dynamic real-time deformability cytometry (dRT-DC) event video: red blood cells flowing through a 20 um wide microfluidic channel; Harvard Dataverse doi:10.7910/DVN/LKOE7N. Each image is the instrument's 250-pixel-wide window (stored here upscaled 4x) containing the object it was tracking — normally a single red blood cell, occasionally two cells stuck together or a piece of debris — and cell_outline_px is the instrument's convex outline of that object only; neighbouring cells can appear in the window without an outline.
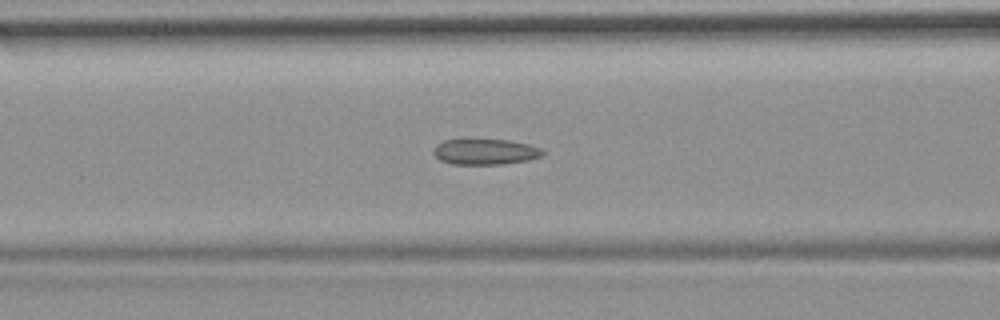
{"species": "common noctule bat (a hibernating species)", "species_latin": "Nyctalus noctula", "temperature_condition": "room temperature", "stored_images_in_passage": 24, "camera_frame_rate_fps": 3000, "um_per_image_px": 0.085, "animal": {"sex": "female", "body_mass_g": 19.9}, "frame": {"image": 1, "passage_image": 23, "time_ms": 7.333, "image_size_px": [1000, 320], "cell_outline_px": [[544, 156], [528, 160], [504, 164], [452, 164], [440, 160], [432, 152], [432, 148], [436, 144], [444, 140], [460, 136], [508, 140], [528, 144], [540, 148], [544, 152]], "centroid_in_image_um": [41.17, 12.85], "position_along_channel_um": 125.4, "area_um2": 17.28}}